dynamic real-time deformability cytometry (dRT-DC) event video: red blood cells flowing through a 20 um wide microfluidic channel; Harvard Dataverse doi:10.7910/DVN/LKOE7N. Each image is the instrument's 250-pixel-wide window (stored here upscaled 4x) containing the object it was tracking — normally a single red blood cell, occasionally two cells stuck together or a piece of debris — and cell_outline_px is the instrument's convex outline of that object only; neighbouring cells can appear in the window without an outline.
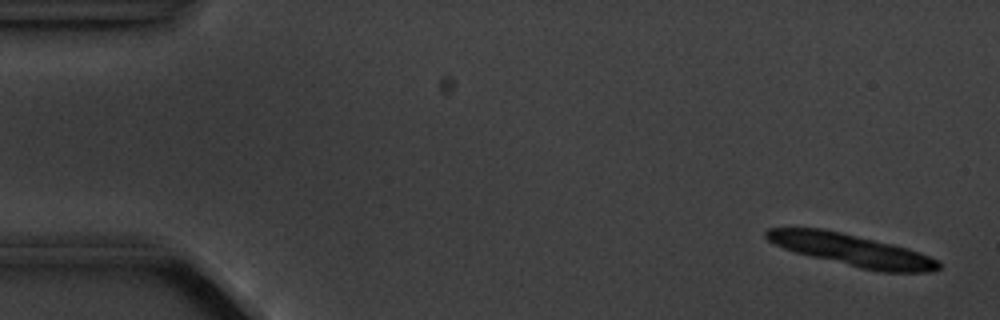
{"species": "common noctule bat (a hibernating species)", "species_latin": "Nyctalus noctula", "temperature_condition": "cold", "stored_images_in_passage": 6, "camera_frame_rate_fps": 3000, "um_per_image_px": 0.085, "animal": {"sex": "male", "body_mass_g": 20.1, "forearm_length_mm": 53.5}, "frame": {"image": 1, "passage_image": 1, "time_ms": 0.0, "image_size_px": [1000, 320], "cell_outline_px": [[940, 268], [932, 272], [880, 272], [860, 268], [796, 252], [784, 248], [768, 240], [764, 236], [764, 232], [768, 228], [824, 228], [892, 244], [908, 248], [920, 252], [940, 260]], "centroid_in_image_um": [72.44, 21.26], "position_along_channel_um": 12.6, "area_um2": 31.85}}